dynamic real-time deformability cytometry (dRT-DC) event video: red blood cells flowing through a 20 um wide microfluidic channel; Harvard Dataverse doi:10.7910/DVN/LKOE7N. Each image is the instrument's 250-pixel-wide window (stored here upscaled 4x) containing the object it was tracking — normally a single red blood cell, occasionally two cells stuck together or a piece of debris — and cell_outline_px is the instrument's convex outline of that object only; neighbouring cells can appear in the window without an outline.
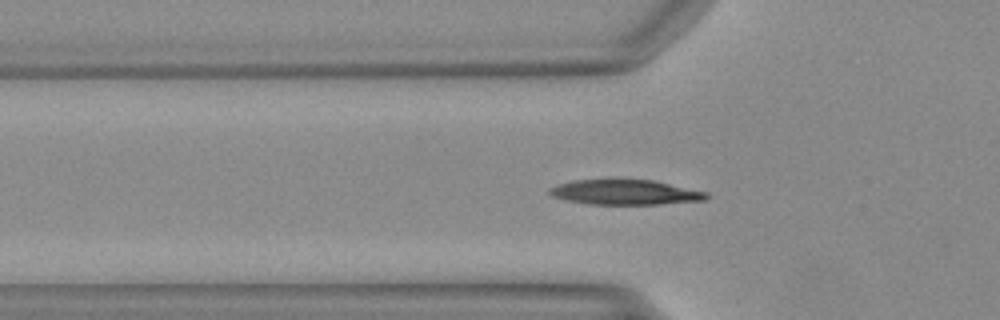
{"species": "Egyptian fruit bat (a non-hibernating species)", "species_latin": "Rousettus aegyptiacus", "temperature_condition": "warm", "stored_images_in_passage": 33, "camera_frame_rate_fps": 3000, "um_per_image_px": 0.085, "animal": {"sex": "female"}, "frame": {"image": 1, "passage_image": 2, "time_ms": 0.333, "image_size_px": [1000, 320], "cell_outline_px": [[708, 196], [704, 200], [660, 204], [592, 204], [568, 200], [552, 196], [548, 192], [548, 188], [556, 184], [572, 180], [608, 176], [612, 176], [652, 180], [708, 192]], "centroid_in_image_um": [53.05, 16.28], "position_along_channel_um": 72.7, "area_um2": 23.81}}
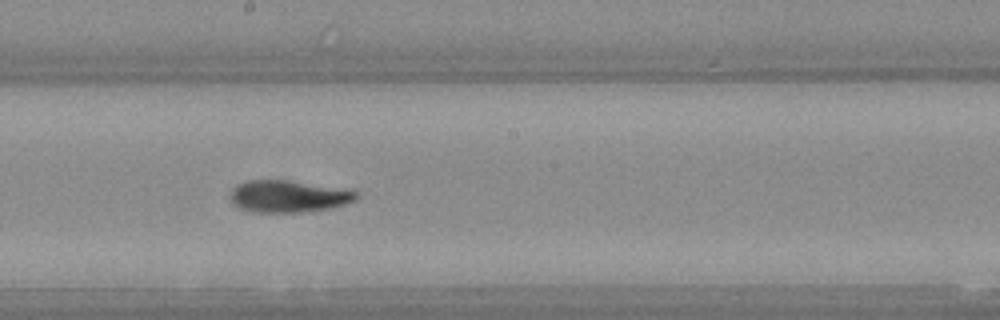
{"frame": {"image": 2, "passage_image": 13, "time_ms": 4.0, "image_size_px": [1000, 320], "cell_outline_px": [[360, 196], [356, 200], [332, 208], [300, 212], [252, 212], [240, 208], [232, 200], [232, 188], [236, 184], [248, 180], [284, 180], [356, 192]], "centroid_in_image_um": [24.47, 16.7], "position_along_channel_um": 223.7, "area_um2": 22.83}}
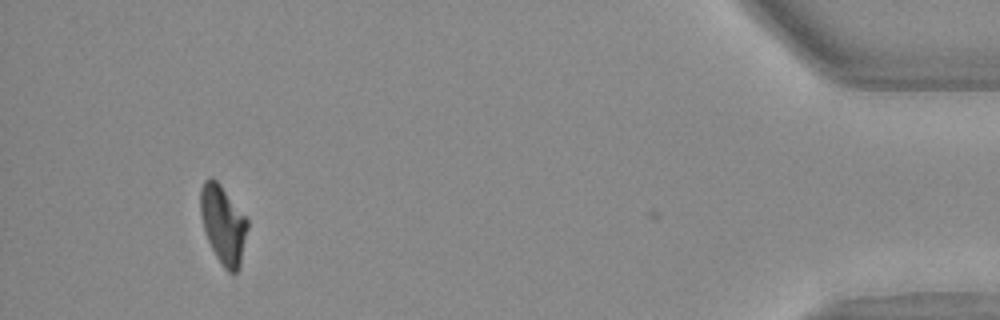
{"frame": {"image": 3, "passage_image": 32, "time_ms": 10.333, "image_size_px": [1000, 320], "cell_outline_px": [[248, 228], [240, 264], [236, 272], [228, 272], [224, 268], [216, 256], [208, 240], [204, 228], [200, 212], [200, 188], [204, 180], [208, 176], [212, 176], [220, 184], [248, 216]], "centroid_in_image_um": [18.98, 19.02], "position_along_channel_um": 416.2, "area_um2": 21.68}}